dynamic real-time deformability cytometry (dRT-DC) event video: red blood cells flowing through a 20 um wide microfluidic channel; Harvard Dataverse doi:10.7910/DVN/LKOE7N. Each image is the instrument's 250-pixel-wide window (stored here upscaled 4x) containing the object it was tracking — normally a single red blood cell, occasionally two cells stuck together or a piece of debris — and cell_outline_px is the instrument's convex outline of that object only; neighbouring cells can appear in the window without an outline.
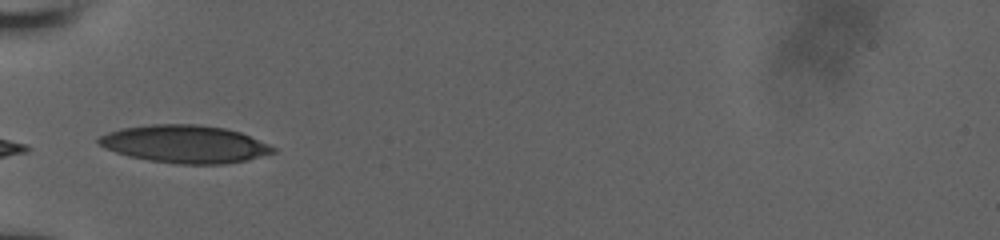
{"species": "human", "species_latin": "Homo sapiens", "temperature_condition": "room temperature", "stored_images_in_passage": 8, "camera_frame_rate_fps": 3000, "um_per_image_px": 0.085, "donor": {"sex": "male"}, "frame": {"image": 1, "passage_image": 1, "time_ms": 0.0, "image_size_px": [1000, 240], "cell_outline_px": [[276, 152], [248, 160], [224, 164], [176, 164], [148, 160], [128, 156], [116, 152], [100, 144], [96, 140], [100, 136], [108, 132], [120, 128], [152, 124], [196, 124], [224, 128], [240, 132], [268, 144], [276, 148]], "centroid_in_image_um": [15.72, 12.25], "position_along_channel_um": 69.3, "area_um2": 38.26}}
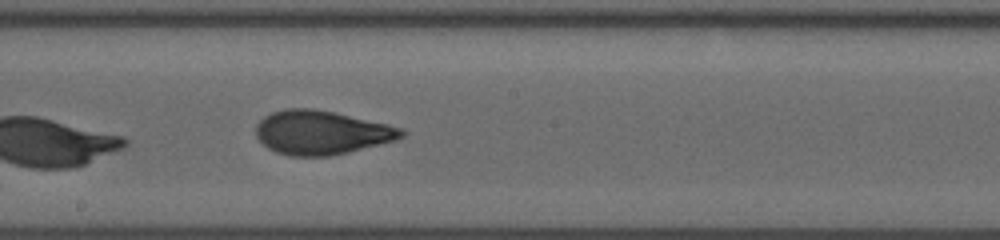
{"frame": {"image": 2, "passage_image": 8, "time_ms": 4.0, "image_size_px": [1000, 240], "cell_outline_px": [[408, 132], [404, 136], [396, 140], [348, 152], [328, 156], [292, 156], [276, 152], [268, 148], [256, 136], [256, 124], [264, 116], [272, 112], [284, 108], [312, 108], [336, 112], [388, 124], [404, 128]], "centroid_in_image_um": [27.34, 11.25], "position_along_channel_um": 220.9, "area_um2": 37.45}}